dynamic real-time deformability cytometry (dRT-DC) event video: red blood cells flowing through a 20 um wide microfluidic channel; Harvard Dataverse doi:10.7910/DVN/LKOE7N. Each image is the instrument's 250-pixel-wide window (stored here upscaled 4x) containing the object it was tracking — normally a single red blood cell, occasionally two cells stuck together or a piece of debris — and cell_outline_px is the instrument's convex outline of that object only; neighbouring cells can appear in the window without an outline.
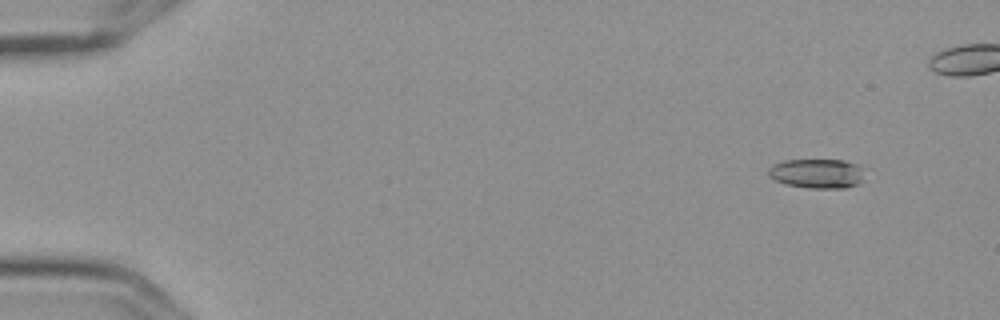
{"species": "Egyptian fruit bat (a non-hibernating species)", "species_latin": "Rousettus aegyptiacus", "temperature_condition": "cold", "stored_images_in_passage": 10, "segment_of_instrument_passage": [1, 2], "camera_frame_rate_fps": 3000, "um_per_image_px": 0.085, "frame": {"image": 1, "passage_image": 2, "time_ms": 0.333, "image_size_px": [1000, 320], "cell_outline_px": [[860, 180], [856, 184], [844, 188], [808, 188], [784, 184], [768, 176], [768, 168], [772, 164], [784, 160], [844, 160], [856, 164], [860, 176]], "centroid_in_image_um": [69.32, 14.74], "position_along_channel_um": 15.7, "area_um2": 16.18}}
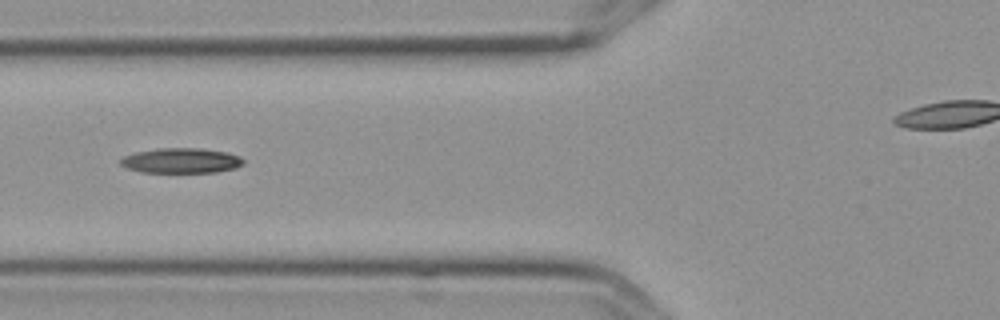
{"frame": {"image": 2, "passage_image": 7, "time_ms": 2.0, "image_size_px": [1000, 320], "cell_outline_px": [[244, 164], [236, 168], [216, 172], [140, 172], [128, 168], [120, 164], [120, 160], [124, 156], [136, 152], [156, 148], [200, 148], [228, 152], [240, 156], [244, 160]], "centroid_in_image_um": [15.43, 13.65], "position_along_channel_um": 110.4, "area_um2": 18.03}}
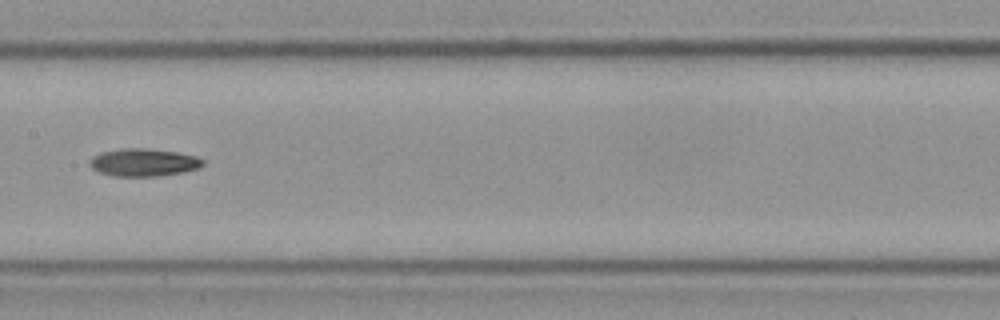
{"frame": {"image": 3, "passage_image": 9, "time_ms": 2.667, "image_size_px": [1000, 320], "cell_outline_px": [[204, 164], [200, 168], [184, 172], [160, 176], [112, 176], [100, 172], [92, 168], [88, 164], [88, 160], [92, 156], [100, 152], [120, 148], [148, 148], [176, 152], [196, 156], [204, 160]], "centroid_in_image_um": [12.19, 13.8], "position_along_channel_um": 195.2, "area_um2": 18.55}}